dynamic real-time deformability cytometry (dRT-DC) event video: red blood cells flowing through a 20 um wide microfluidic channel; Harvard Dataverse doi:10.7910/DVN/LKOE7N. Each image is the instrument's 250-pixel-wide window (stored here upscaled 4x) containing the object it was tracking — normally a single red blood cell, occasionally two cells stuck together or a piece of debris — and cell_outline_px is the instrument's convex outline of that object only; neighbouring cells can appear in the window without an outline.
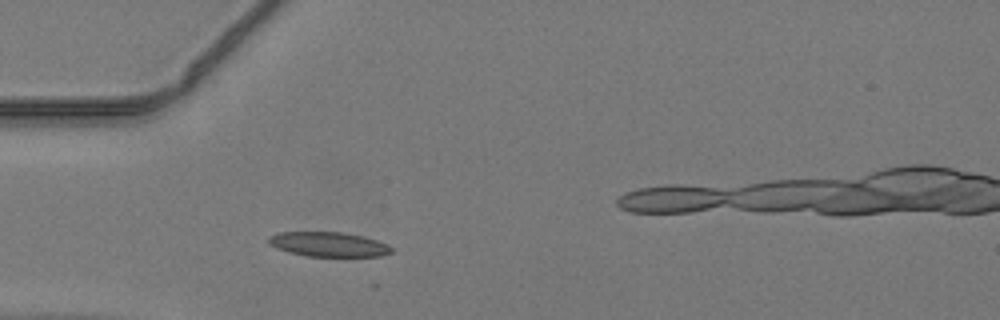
{"species": "common noctule bat (a hibernating species)", "species_latin": "Nyctalus noctula", "temperature_condition": "warm", "stored_images_in_passage": 30, "camera_frame_rate_fps": 3000, "um_per_image_px": 0.085, "animal": {"sex": "male", "body_mass_g": 19.2, "forearm_length_mm": 51.8}, "frame": {"image": 1, "passage_image": 6, "time_ms": 1.667, "image_size_px": [1000, 320], "cell_outline_px": [[392, 252], [380, 256], [304, 256], [288, 252], [276, 248], [268, 244], [268, 236], [276, 232], [344, 232], [364, 236], [388, 244], [392, 248]], "centroid_in_image_um": [27.89, 20.76], "position_along_channel_um": 57.1, "area_um2": 17.8}}
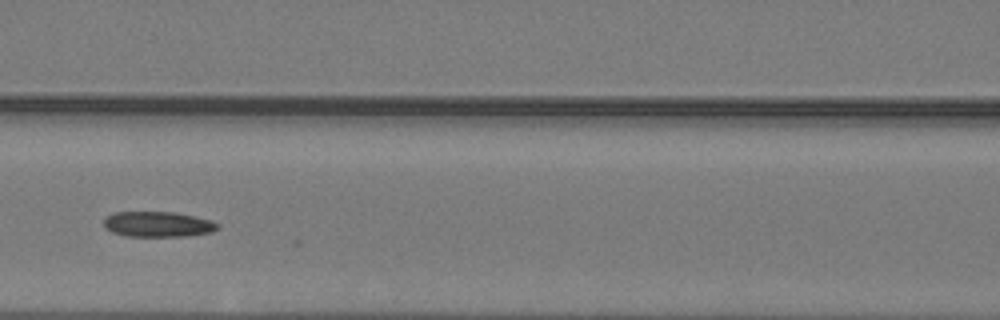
{"frame": {"image": 2, "passage_image": 13, "time_ms": 4.0, "image_size_px": [1000, 320], "cell_outline_px": [[220, 228], [212, 232], [188, 236], [128, 236], [112, 232], [104, 228], [104, 216], [112, 212], [176, 212], [212, 220], [220, 224]], "centroid_in_image_um": [13.43, 19.05], "position_along_channel_um": 153.2, "area_um2": 17.11}}
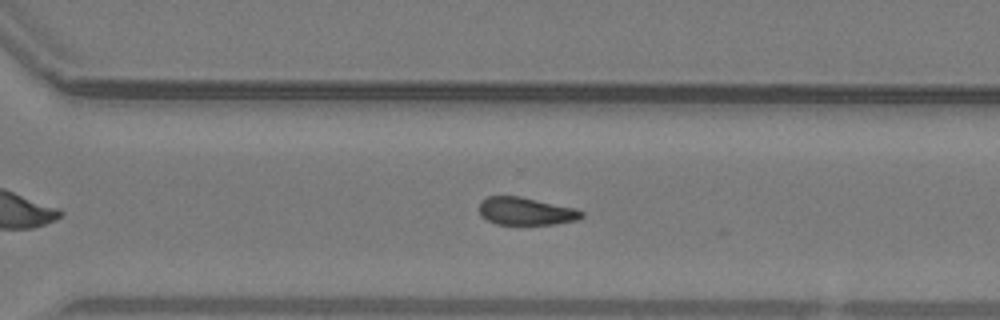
{"frame": {"image": 3, "passage_image": 25, "time_ms": 8.0, "image_size_px": [1000, 320], "cell_outline_px": [[584, 216], [580, 220], [556, 224], [496, 224], [480, 216], [480, 200], [488, 196], [520, 196], [576, 208], [584, 212]], "centroid_in_image_um": [44.73, 17.95], "position_along_channel_um": 325.9, "area_um2": 16.7}}